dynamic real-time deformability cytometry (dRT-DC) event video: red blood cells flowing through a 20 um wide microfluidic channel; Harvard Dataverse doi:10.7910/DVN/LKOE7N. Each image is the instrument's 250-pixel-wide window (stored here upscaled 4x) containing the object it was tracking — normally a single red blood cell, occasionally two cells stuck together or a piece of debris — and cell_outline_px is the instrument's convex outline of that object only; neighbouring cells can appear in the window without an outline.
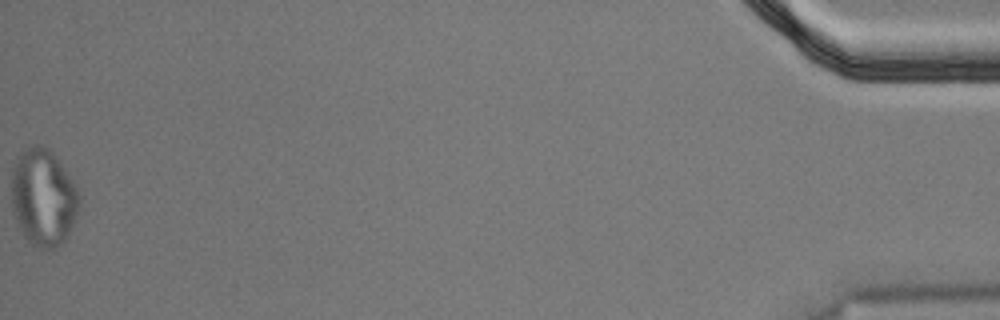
{"species": "Egyptian fruit bat (a non-hibernating species)", "species_latin": "Rousettus aegyptiacus", "temperature_condition": "cold", "stored_images_in_passage": 56, "segment_of_instrument_passage": [2, 2], "camera_frame_rate_fps": 3000, "um_per_image_px": 0.085, "animal": {"sex": "male"}, "frame": {"image": 1, "passage_image": 56, "time_ms": 18.333, "image_size_px": [1000, 320], "cell_outline_px": [[80, 200], [68, 236], [56, 248], [40, 248], [32, 244], [24, 236], [16, 220], [12, 208], [12, 168], [16, 156], [28, 144], [44, 144], [52, 152], [76, 188], [80, 196]], "centroid_in_image_um": [3.64, 16.74], "position_along_channel_um": 431.6, "area_um2": 38.09}}